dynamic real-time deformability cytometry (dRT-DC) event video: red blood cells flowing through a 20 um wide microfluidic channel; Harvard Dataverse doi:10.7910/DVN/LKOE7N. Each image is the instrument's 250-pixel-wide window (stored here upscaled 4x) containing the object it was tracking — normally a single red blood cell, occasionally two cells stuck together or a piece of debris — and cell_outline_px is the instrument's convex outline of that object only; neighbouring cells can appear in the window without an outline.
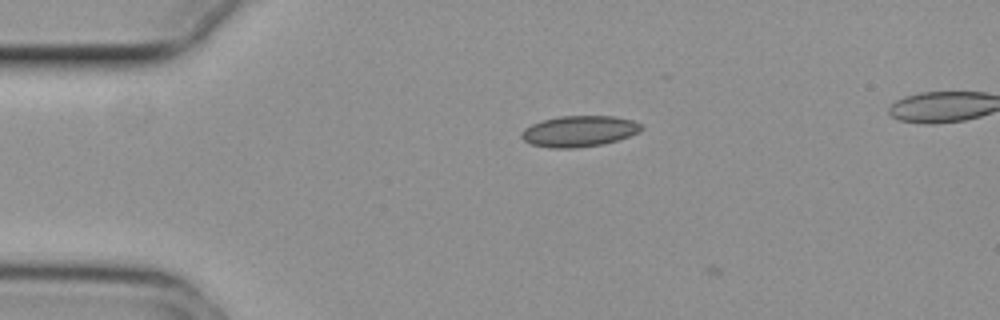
{"species": "common noctule bat (a hibernating species)", "species_latin": "Nyctalus noctula", "temperature_condition": "cold", "stored_images_in_passage": 5, "camera_frame_rate_fps": 3000, "um_per_image_px": 0.085, "animal": {"sex": "female", "body_mass_g": 29.2, "forearm_length_mm": 56.3}, "frame": {"image": 1, "passage_image": 4, "time_ms": 1.0, "image_size_px": [1000, 320], "cell_outline_px": [[644, 128], [640, 132], [616, 140], [600, 144], [576, 148], [548, 148], [532, 144], [524, 140], [520, 136], [520, 132], [524, 128], [532, 124], [544, 120], [560, 116], [612, 116], [632, 120], [640, 124]], "centroid_in_image_um": [49.2, 11.15], "position_along_channel_um": 35.8, "area_um2": 21.5}}